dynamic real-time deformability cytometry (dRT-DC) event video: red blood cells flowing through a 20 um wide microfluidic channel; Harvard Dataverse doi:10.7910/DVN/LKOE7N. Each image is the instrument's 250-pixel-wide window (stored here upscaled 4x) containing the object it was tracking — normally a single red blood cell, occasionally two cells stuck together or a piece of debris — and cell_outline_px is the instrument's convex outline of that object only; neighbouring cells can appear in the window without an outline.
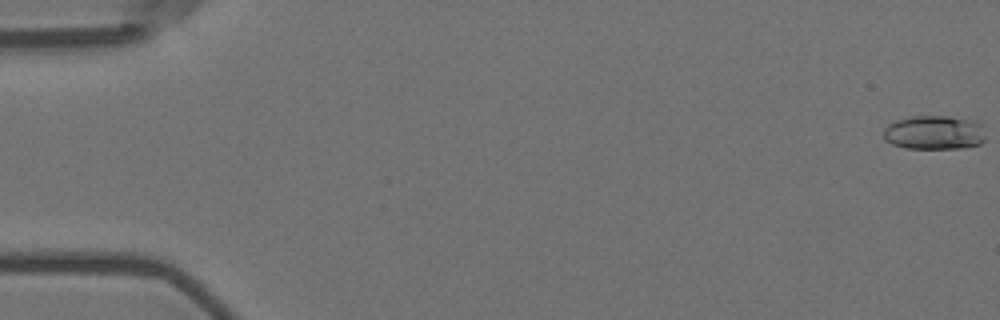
{"species": "Egyptian fruit bat (a non-hibernating species)", "species_latin": "Rousettus aegyptiacus", "temperature_condition": "room temperature", "stored_images_in_passage": 58, "camera_frame_rate_fps": 3000, "um_per_image_px": 0.085, "animal": {"sex": "female"}, "frame": {"image": 1, "passage_image": 1, "time_ms": 0.0, "image_size_px": [1000, 320], "cell_outline_px": [[984, 140], [980, 144], [960, 148], [908, 148], [892, 144], [884, 140], [884, 128], [888, 124], [896, 120], [916, 116], [948, 116], [980, 120], [984, 124]], "centroid_in_image_um": [79.46, 11.25], "position_along_channel_um": 5.5, "area_um2": 20.52}}
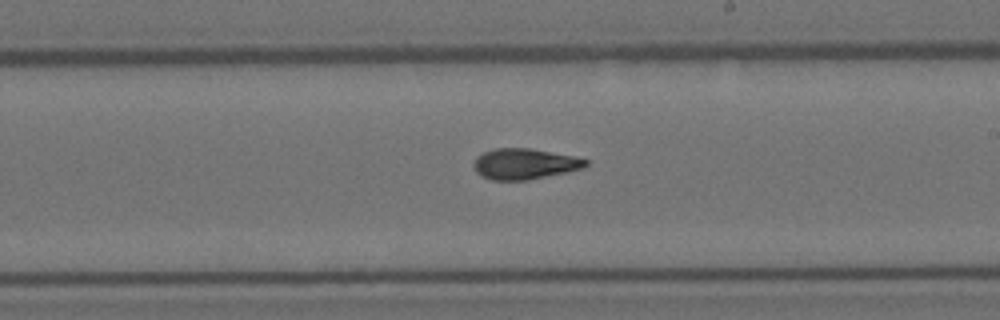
{"frame": {"image": 2, "passage_image": 34, "time_ms": 11.0, "image_size_px": [1000, 320], "cell_outline_px": [[588, 164], [584, 168], [568, 172], [528, 180], [492, 180], [480, 176], [476, 172], [472, 164], [476, 156], [484, 152], [496, 148], [528, 148], [576, 156], [588, 160]], "centroid_in_image_um": [44.58, 13.93], "position_along_channel_um": 244.4, "area_um2": 20.29}}
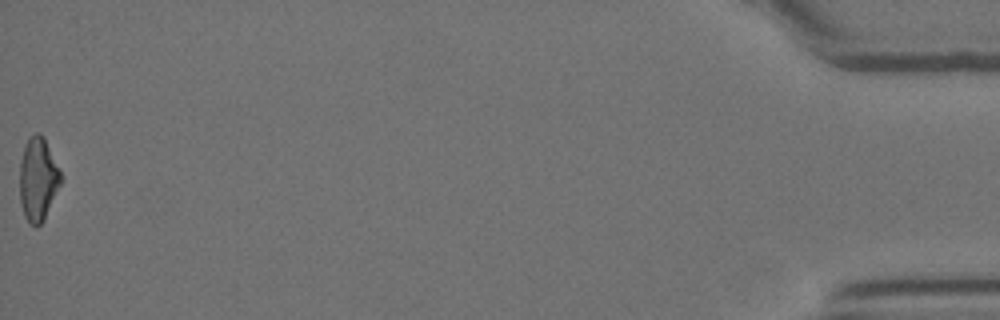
{"frame": {"image": 3, "passage_image": 58, "time_ms": 19.0, "image_size_px": [1000, 320], "cell_outline_px": [[60, 184], [44, 220], [36, 228], [28, 224], [24, 216], [20, 200], [20, 160], [24, 144], [36, 132], [40, 132], [44, 136], [60, 172]], "centroid_in_image_um": [3.2, 15.25], "position_along_channel_um": 432.0, "area_um2": 19.88}, "authors_computed_cell_mechanics": {"area_um2": 19.6809, "velocity_mm_per_s": 3.5854, "shape_relaxation_time_tau1_ms": 8.8964, "shape_relaxation_time_tau2_ms": 4.2699, "deformation_change_tau1": 0.2216, "deformation_change_tau2": 0.1291}}